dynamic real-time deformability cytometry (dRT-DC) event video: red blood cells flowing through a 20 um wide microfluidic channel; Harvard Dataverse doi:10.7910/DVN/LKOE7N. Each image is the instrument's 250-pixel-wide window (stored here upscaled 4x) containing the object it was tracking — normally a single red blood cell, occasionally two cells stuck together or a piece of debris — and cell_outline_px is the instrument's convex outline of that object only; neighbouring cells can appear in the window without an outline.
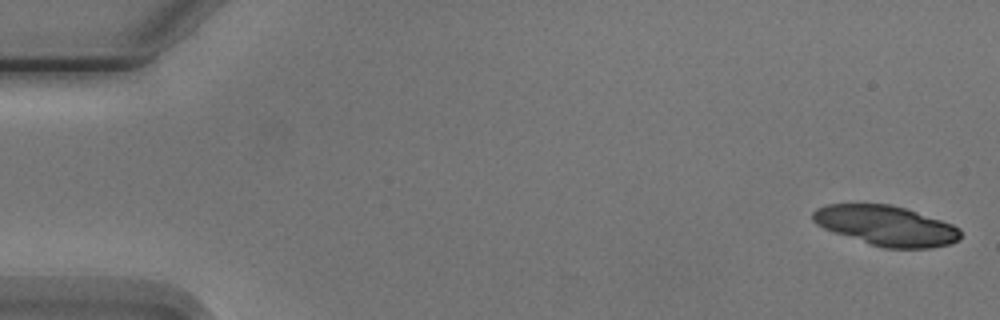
{"species": "Egyptian fruit bat (a non-hibernating species)", "species_latin": "Rousettus aegyptiacus", "temperature_condition": "cold", "stored_images_in_passage": 5, "camera_frame_rate_fps": 3000, "um_per_image_px": 0.085, "animal": {"sex": "male"}, "frame": {"image": 1, "passage_image": 1, "time_ms": 0.0, "image_size_px": [1000, 320], "cell_outline_px": [[960, 236], [956, 240], [948, 244], [928, 248], [884, 248], [824, 228], [816, 224], [812, 220], [812, 212], [816, 208], [828, 204], [892, 204], [952, 224], [960, 228]], "centroid_in_image_um": [75.3, 19.17], "position_along_channel_um": 9.7, "area_um2": 33.81}}